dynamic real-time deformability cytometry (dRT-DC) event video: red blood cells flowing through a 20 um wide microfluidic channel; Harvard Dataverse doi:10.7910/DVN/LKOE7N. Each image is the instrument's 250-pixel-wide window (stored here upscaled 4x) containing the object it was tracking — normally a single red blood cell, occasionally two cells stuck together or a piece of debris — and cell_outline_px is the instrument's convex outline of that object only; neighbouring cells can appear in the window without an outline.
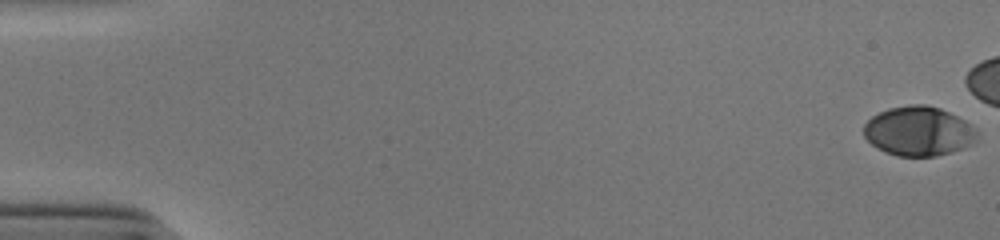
{"species": "human", "species_latin": "Homo sapiens", "temperature_condition": "cold", "stored_images_in_passage": 32, "camera_frame_rate_fps": 3000, "um_per_image_px": 0.085, "donor": {"sex": "male"}, "frame": {"image": 1, "passage_image": 1, "time_ms": 0.0, "image_size_px": [1000, 240], "cell_outline_px": [[976, 140], [972, 144], [952, 152], [936, 156], [896, 156], [884, 152], [876, 148], [864, 136], [864, 124], [872, 116], [888, 108], [908, 104], [924, 104], [940, 108], [964, 120], [976, 132]], "centroid_in_image_um": [78.04, 11.15], "position_along_channel_um": 7.0, "area_um2": 32.54}}
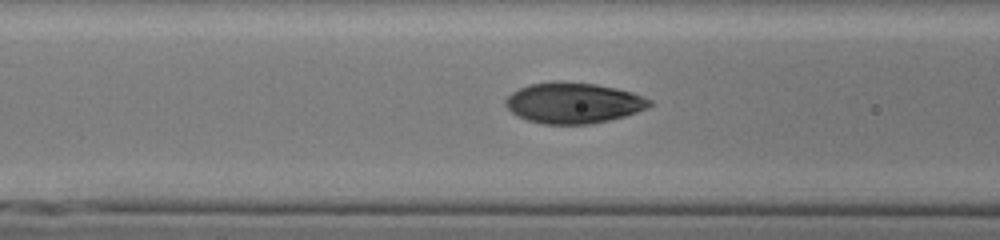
{"frame": {"image": 2, "passage_image": 23, "time_ms": 7.333, "image_size_px": [1000, 240], "cell_outline_px": [[652, 104], [648, 108], [624, 116], [608, 120], [588, 124], [544, 124], [528, 120], [512, 112], [504, 104], [504, 100], [512, 92], [528, 84], [596, 84], [616, 88], [632, 92], [652, 100]], "centroid_in_image_um": [48.77, 8.78], "position_along_channel_um": 117.8, "area_um2": 33.23}}
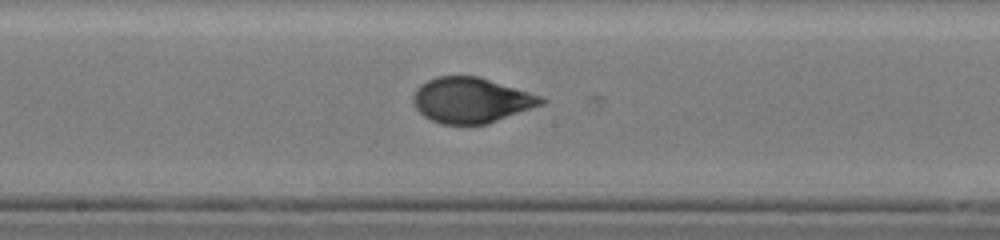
{"frame": {"image": 3, "passage_image": 30, "time_ms": 9.667, "image_size_px": [1000, 240], "cell_outline_px": [[548, 100], [544, 104], [488, 124], [440, 124], [424, 116], [416, 108], [412, 100], [412, 96], [416, 88], [420, 84], [436, 76], [480, 76], [544, 96]], "centroid_in_image_um": [40.09, 8.51], "position_along_channel_um": 208.1, "area_um2": 34.28}}